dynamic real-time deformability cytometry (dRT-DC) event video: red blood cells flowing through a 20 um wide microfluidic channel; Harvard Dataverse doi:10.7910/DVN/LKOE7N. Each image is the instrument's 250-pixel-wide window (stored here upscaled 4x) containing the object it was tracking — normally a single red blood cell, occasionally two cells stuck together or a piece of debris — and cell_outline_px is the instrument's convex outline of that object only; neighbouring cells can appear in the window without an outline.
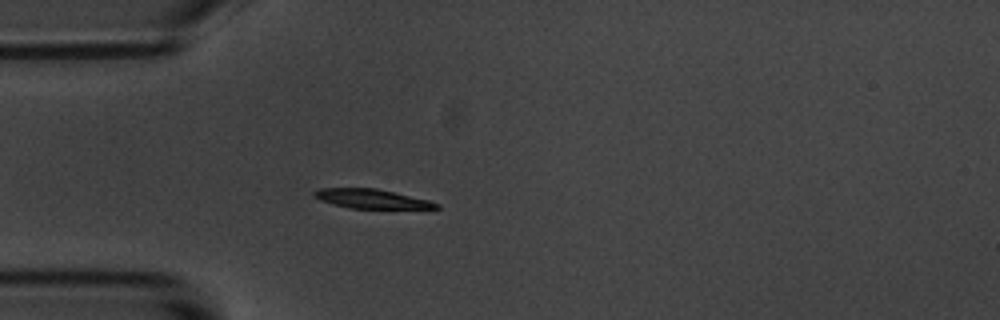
{"species": "common noctule bat (a hibernating species)", "species_latin": "Nyctalus noctula", "temperature_condition": "room temperature", "stored_images_in_passage": 42, "camera_frame_rate_fps": 3000, "um_per_image_px": 0.085, "animal": {"sex": "male", "body_mass_g": 20.1, "forearm_length_mm": 53.5}, "frame": {"image": 1, "passage_image": 1, "time_ms": 0.0, "image_size_px": [1000, 320], "cell_outline_px": [[440, 208], [348, 208], [320, 200], [312, 196], [312, 192], [320, 188], [376, 188], [428, 200], [440, 204]], "centroid_in_image_um": [31.53, 16.89], "position_along_channel_um": 53.5, "area_um2": 13.53}}
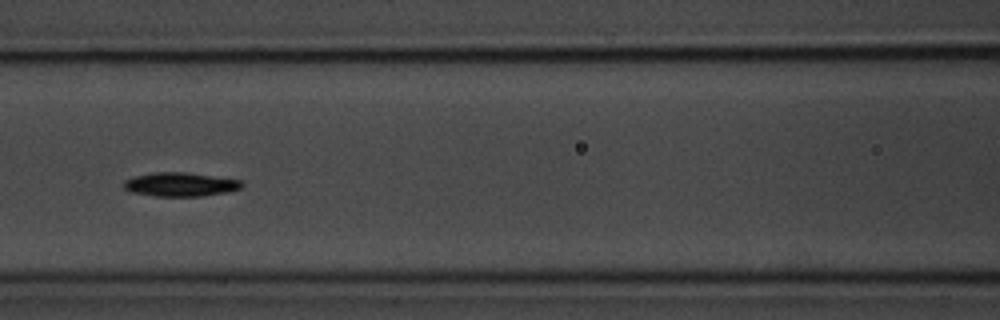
{"frame": {"image": 2, "passage_image": 10, "time_ms": 3.0, "image_size_px": [1000, 320], "cell_outline_px": [[244, 184], [240, 188], [228, 192], [200, 196], [156, 196], [132, 192], [124, 188], [124, 180], [136, 176], [152, 172], [188, 172], [240, 180]], "centroid_in_image_um": [15.33, 15.67], "position_along_channel_um": 151.3, "area_um2": 16.36}}
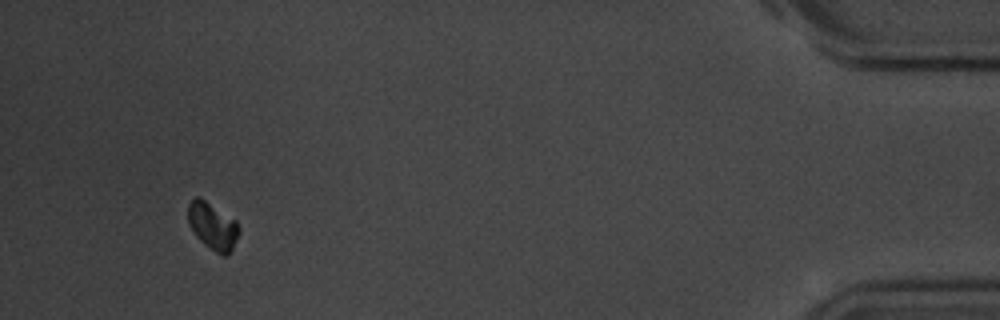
{"frame": {"image": 3, "passage_image": 39, "time_ms": 12.667, "image_size_px": [1000, 320], "cell_outline_px": [[240, 232], [228, 256], [224, 256], [216, 252], [204, 244], [196, 236], [188, 224], [188, 204], [196, 196], [204, 200], [236, 220], [240, 228]], "centroid_in_image_um": [18.08, 19.23], "position_along_channel_um": 417.1, "area_um2": 13.87}, "authors_computed_cell_mechanics": {"area_um2": 15.317, "velocity_mm_per_s": 3.4878, "shape_relaxation_time_tau1_ms": 2.9151, "shape_relaxation_time_tau2_ms": null, "deformation_change_tau1": 0.1221, "deformation_change_tau2": null}}